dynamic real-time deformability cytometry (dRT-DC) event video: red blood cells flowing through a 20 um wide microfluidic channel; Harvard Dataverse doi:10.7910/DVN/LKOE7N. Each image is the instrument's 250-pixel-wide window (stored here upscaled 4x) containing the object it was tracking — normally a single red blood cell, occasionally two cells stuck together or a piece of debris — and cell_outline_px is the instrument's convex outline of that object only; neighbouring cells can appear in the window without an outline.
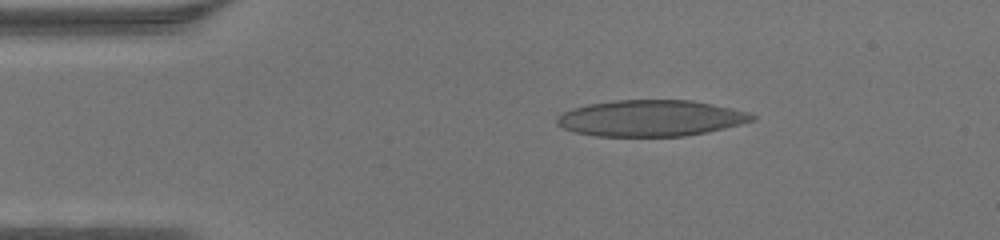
{"species": "human", "species_latin": "Homo sapiens", "temperature_condition": "warm", "stored_images_in_passage": 45, "camera_frame_rate_fps": 3000, "um_per_image_px": 0.085, "donor": {"sex": "male"}, "frame": {"image": 1, "passage_image": 7, "time_ms": 2.0, "image_size_px": [1000, 240], "cell_outline_px": [[756, 120], [724, 128], [684, 136], [596, 136], [576, 132], [564, 128], [556, 124], [556, 116], [572, 108], [588, 104], [612, 100], [692, 100], [712, 104], [748, 112], [756, 116]], "centroid_in_image_um": [55.29, 10.04], "position_along_channel_um": 29.7, "area_um2": 41.1}}
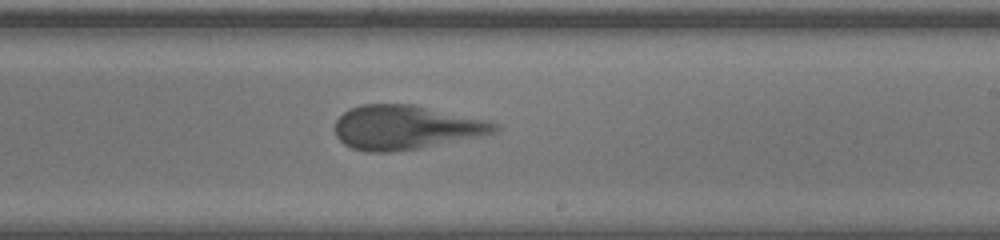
{"frame": {"image": 2, "passage_image": 26, "time_ms": 8.333, "image_size_px": [1000, 240], "cell_outline_px": [[504, 128], [496, 132], [480, 136], [420, 148], [392, 152], [364, 152], [352, 148], [344, 144], [336, 136], [336, 120], [344, 112], [360, 104], [412, 104], [488, 120], [500, 124]], "centroid_in_image_um": [34.52, 10.83], "position_along_channel_um": 254.5, "area_um2": 41.21}}
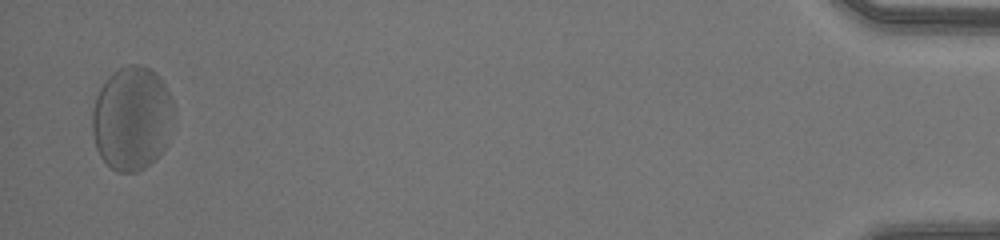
{"frame": {"image": 3, "passage_image": 44, "time_ms": 14.333, "image_size_px": [1000, 240], "cell_outline_px": [[172, 104], [168, 144], [144, 168], [136, 172], [116, 172], [100, 156], [96, 148], [92, 132], [92, 112], [96, 96], [100, 88], [108, 76], [112, 72], [128, 64], [140, 64], [156, 72], [160, 76], [172, 100]], "centroid_in_image_um": [11.18, 10.04], "position_along_channel_um": 424.0, "area_um2": 49.13}}